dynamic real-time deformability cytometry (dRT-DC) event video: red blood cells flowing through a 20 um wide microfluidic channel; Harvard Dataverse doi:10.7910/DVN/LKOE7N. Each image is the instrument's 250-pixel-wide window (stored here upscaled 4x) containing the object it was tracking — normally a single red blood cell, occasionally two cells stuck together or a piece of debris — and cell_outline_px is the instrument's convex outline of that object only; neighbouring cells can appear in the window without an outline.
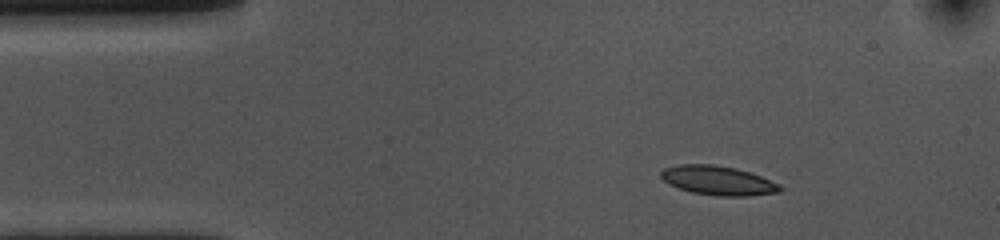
{"species": "common noctule bat (a hibernating species)", "species_latin": "Nyctalus noctula", "temperature_condition": "cold", "stored_images_in_passage": 48, "camera_frame_rate_fps": 3000, "um_per_image_px": 0.085, "animal": {"sex": "female", "body_mass_g": 10.0, "forearm_length_mm": 53.1}, "frame": {"image": 1, "passage_image": 1, "time_ms": 0.0, "image_size_px": [1000, 240], "cell_outline_px": [[784, 188], [780, 192], [748, 196], [716, 196], [692, 192], [668, 184], [660, 176], [660, 172], [664, 168], [680, 164], [712, 164], [736, 168], [760, 176], [780, 184]], "centroid_in_image_um": [61.04, 15.34], "position_along_channel_um": 24.0, "area_um2": 20.29}}
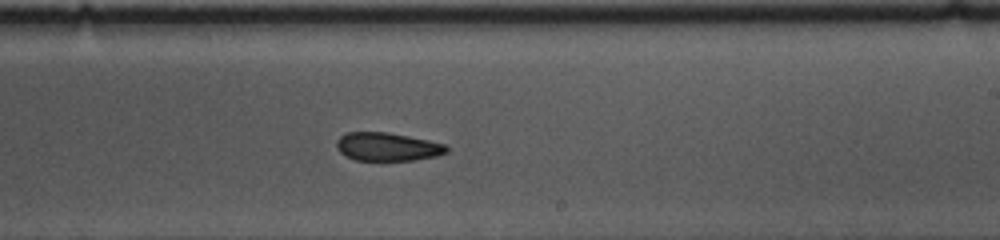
{"frame": {"image": 2, "passage_image": 25, "time_ms": 8.0, "image_size_px": [1000, 240], "cell_outline_px": [[448, 152], [436, 156], [416, 160], [356, 160], [344, 156], [336, 148], [336, 140], [344, 132], [388, 132], [428, 140], [444, 144], [448, 148]], "centroid_in_image_um": [32.89, 12.47], "position_along_channel_um": 256.1, "area_um2": 18.26}}
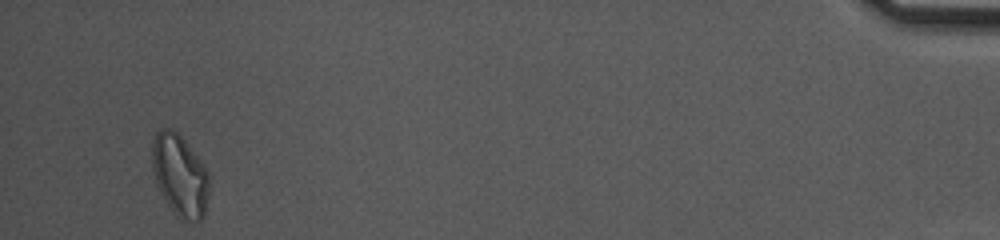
{"frame": {"image": 3, "passage_image": 46, "time_ms": 15.0, "image_size_px": [1000, 240], "cell_outline_px": [[208, 196], [204, 216], [200, 220], [180, 220], [176, 216], [160, 192], [156, 184], [152, 168], [152, 140], [156, 132], [160, 128], [172, 128], [184, 140], [200, 160], [208, 172]], "centroid_in_image_um": [15.26, 14.9], "position_along_channel_um": 419.9, "area_um2": 27.11}, "authors_computed_cell_mechanics": {"area_um2": 19.8832, "velocity_mm_per_s": 3.5521, "shape_relaxation_time_tau1_ms": 3.2043, "shape_relaxation_time_tau2_ms": 3.3298, "deformation_change_tau1": 0.1105, "deformation_change_tau2": 0.0928}}